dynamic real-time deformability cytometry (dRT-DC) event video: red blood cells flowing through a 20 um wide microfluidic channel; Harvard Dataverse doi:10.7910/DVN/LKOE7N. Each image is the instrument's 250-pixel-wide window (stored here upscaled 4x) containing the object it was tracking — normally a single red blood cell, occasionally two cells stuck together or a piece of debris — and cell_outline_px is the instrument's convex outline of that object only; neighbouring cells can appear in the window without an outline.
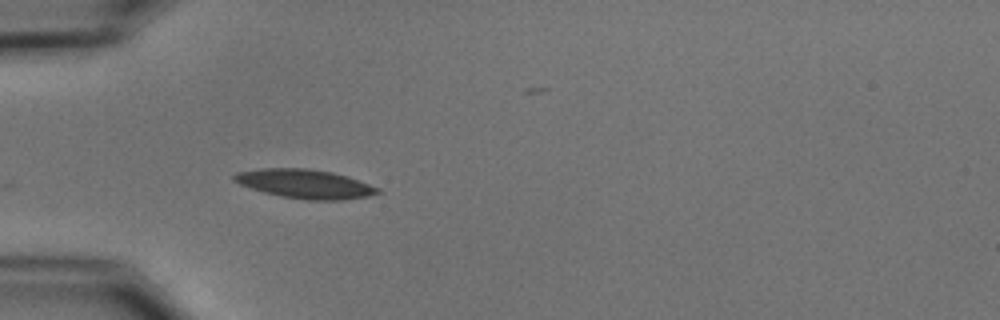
{"species": "common noctule bat (a hibernating species)", "species_latin": "Nyctalus noctula", "temperature_condition": "cold", "stored_images_in_passage": 5, "camera_frame_rate_fps": 3000, "um_per_image_px": 0.085, "animal": {"sex": "male", "body_mass_g": 15.6}, "frame": {"image": 1, "passage_image": 5, "time_ms": 4.667, "image_size_px": [1000, 320], "cell_outline_px": [[380, 192], [368, 196], [344, 200], [308, 200], [280, 196], [264, 192], [240, 184], [232, 180], [232, 176], [236, 172], [260, 168], [308, 168], [332, 172], [348, 176], [380, 188]], "centroid_in_image_um": [25.92, 15.62], "position_along_channel_um": 59.1, "area_um2": 24.33}}